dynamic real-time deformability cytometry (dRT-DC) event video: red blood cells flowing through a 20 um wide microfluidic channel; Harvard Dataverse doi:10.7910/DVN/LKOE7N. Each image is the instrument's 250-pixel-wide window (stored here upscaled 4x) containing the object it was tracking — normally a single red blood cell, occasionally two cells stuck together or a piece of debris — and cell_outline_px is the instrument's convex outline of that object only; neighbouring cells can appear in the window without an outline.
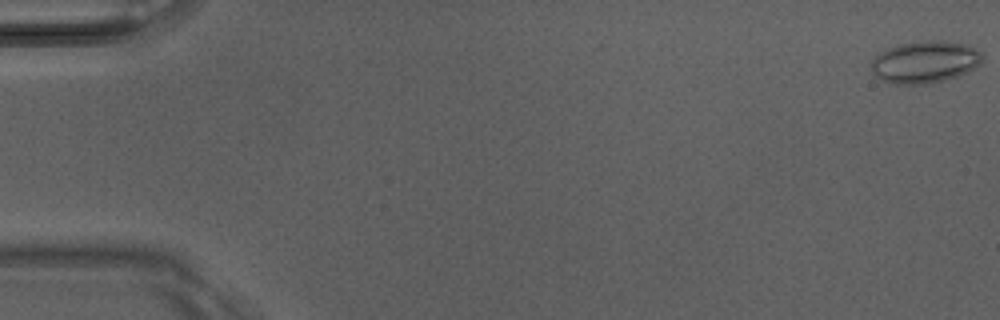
{"species": "Egyptian fruit bat (a non-hibernating species)", "species_latin": "Rousettus aegyptiacus", "temperature_condition": "room temperature", "stored_images_in_passage": 5, "camera_frame_rate_fps": 3000, "um_per_image_px": 0.085, "animal": {"sex": "male"}, "frame": {"image": 1, "passage_image": 1, "time_ms": 0.0, "image_size_px": [1000, 320], "cell_outline_px": [[984, 60], [980, 64], [968, 72], [944, 80], [924, 84], [892, 84], [880, 80], [872, 72], [872, 60], [884, 48], [900, 44], [928, 40], [944, 40], [968, 44], [980, 52], [984, 56]], "centroid_in_image_um": [78.63, 5.26], "position_along_channel_um": 6.4, "area_um2": 27.51}}